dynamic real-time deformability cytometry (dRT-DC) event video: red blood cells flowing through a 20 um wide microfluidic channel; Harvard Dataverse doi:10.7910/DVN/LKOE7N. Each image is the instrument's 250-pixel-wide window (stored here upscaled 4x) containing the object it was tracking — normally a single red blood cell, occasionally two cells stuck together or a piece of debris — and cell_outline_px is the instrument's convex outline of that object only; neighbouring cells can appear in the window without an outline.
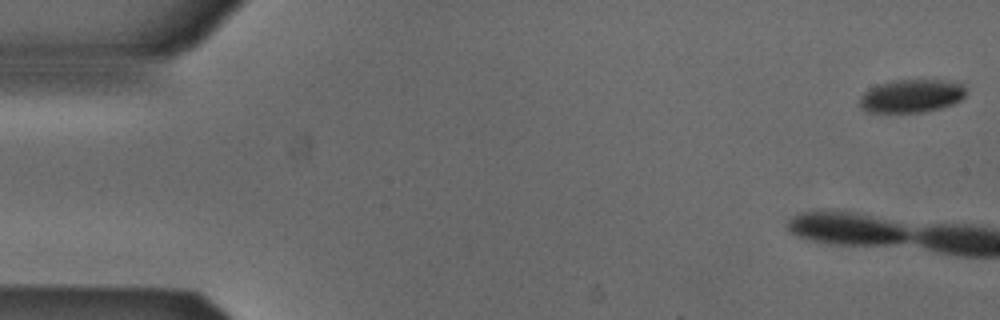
{"species": "Egyptian fruit bat (a non-hibernating species)", "species_latin": "Rousettus aegyptiacus", "temperature_condition": "cold", "stored_images_in_passage": 4, "camera_frame_rate_fps": 3000, "um_per_image_px": 0.085, "animal": {"sex": "male"}, "frame": {"image": 1, "passage_image": 1, "time_ms": 0.0, "image_size_px": [1000, 320], "cell_outline_px": [[968, 92], [956, 104], [924, 112], [868, 112], [860, 108], [860, 96], [864, 92], [880, 84], [892, 80], [944, 80], [964, 84]], "centroid_in_image_um": [77.52, 8.16], "position_along_channel_um": 7.5, "area_um2": 20.69}}